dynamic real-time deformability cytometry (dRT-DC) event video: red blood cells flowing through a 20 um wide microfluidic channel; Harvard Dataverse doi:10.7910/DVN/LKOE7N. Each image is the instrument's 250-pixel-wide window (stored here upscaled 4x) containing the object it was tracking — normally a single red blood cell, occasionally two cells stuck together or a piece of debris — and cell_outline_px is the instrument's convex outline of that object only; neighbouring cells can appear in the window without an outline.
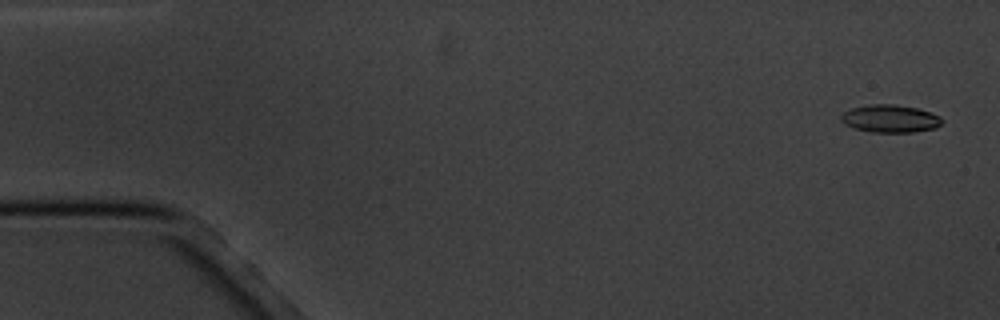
{"species": "common noctule bat (a hibernating species)", "species_latin": "Nyctalus noctula", "temperature_condition": "cold", "stored_images_in_passage": 5, "camera_frame_rate_fps": 3000, "um_per_image_px": 0.085, "animal": {"sex": "male", "body_mass_g": 20.1, "forearm_length_mm": 53.5}, "frame": {"image": 1, "passage_image": 1, "time_ms": 0.0, "image_size_px": [1000, 320], "cell_outline_px": [[944, 120], [936, 128], [912, 132], [872, 132], [856, 128], [844, 124], [840, 120], [840, 116], [844, 112], [852, 108], [868, 104], [892, 104], [916, 108], [932, 112], [940, 116]], "centroid_in_image_um": [75.68, 10.08], "position_along_channel_um": 9.3, "area_um2": 16.3}}
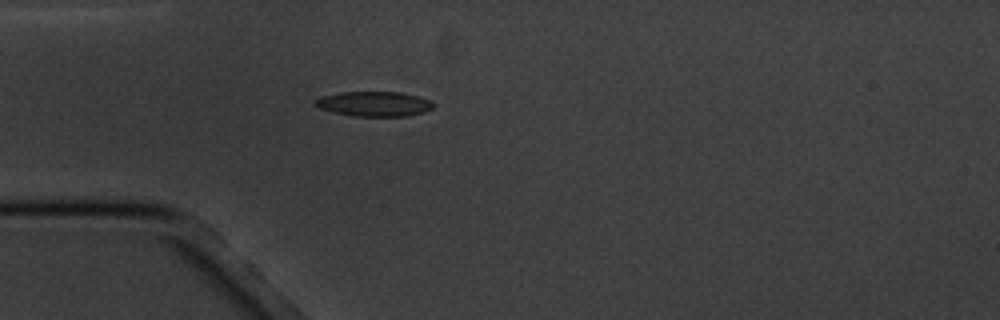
{"frame": {"image": 2, "passage_image": 5, "time_ms": 4.667, "image_size_px": [1000, 320], "cell_outline_px": [[436, 104], [432, 108], [424, 112], [408, 116], [352, 116], [320, 108], [312, 104], [320, 96], [340, 92], [400, 92], [432, 100]], "centroid_in_image_um": [31.82, 8.83], "position_along_channel_um": 53.2, "area_um2": 17.17}}